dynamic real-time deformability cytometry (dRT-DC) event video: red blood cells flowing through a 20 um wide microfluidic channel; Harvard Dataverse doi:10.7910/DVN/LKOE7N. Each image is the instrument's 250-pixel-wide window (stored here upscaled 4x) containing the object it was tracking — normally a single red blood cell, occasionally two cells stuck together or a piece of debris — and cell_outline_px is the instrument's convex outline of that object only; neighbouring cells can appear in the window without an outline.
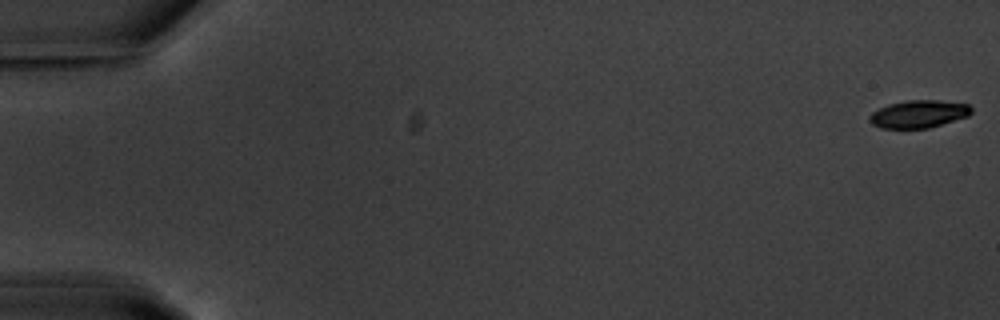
{"species": "common noctule bat (a hibernating species)", "species_latin": "Nyctalus noctula", "temperature_condition": "warm", "stored_images_in_passage": 56, "camera_frame_rate_fps": 3000, "um_per_image_px": 0.085, "animal": {"sex": "male", "body_mass_g": 20.1, "forearm_length_mm": 53.5}, "frame": {"image": 1, "passage_image": 1, "time_ms": 0.0, "image_size_px": [1000, 320], "cell_outline_px": [[972, 112], [968, 116], [928, 128], [880, 128], [872, 124], [868, 120], [868, 116], [872, 112], [888, 104], [908, 100], [936, 100], [968, 104], [972, 108]], "centroid_in_image_um": [78.06, 9.69], "position_along_channel_um": 6.9, "area_um2": 16.36}}
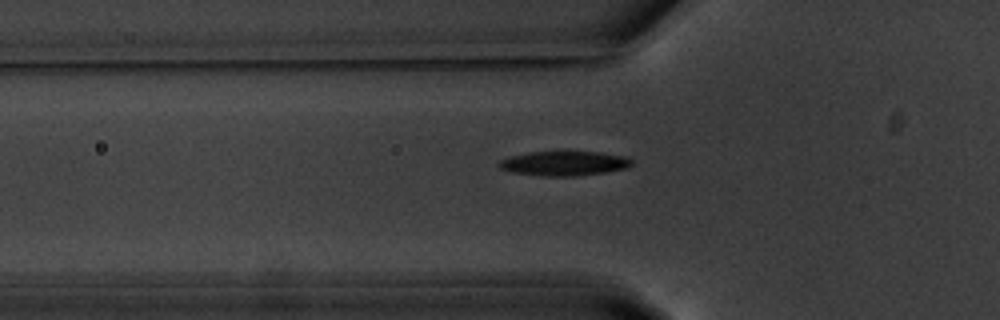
{"frame": {"image": 2, "passage_image": 20, "time_ms": 6.333, "image_size_px": [1000, 320], "cell_outline_px": [[632, 164], [628, 168], [604, 172], [576, 176], [544, 176], [512, 172], [500, 168], [496, 164], [500, 160], [512, 156], [528, 152], [600, 152], [628, 156], [632, 160]], "centroid_in_image_um": [47.98, 13.89], "position_along_channel_um": 77.8, "area_um2": 18.96}}
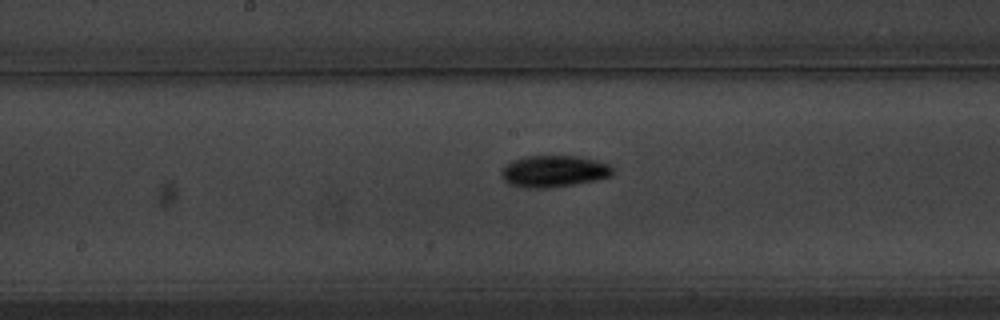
{"frame": {"image": 3, "passage_image": 30, "time_ms": 9.667, "image_size_px": [1000, 320], "cell_outline_px": [[616, 168], [612, 176], [596, 180], [548, 188], [524, 188], [508, 184], [500, 176], [500, 172], [512, 160], [524, 156], [576, 156], [596, 160], [608, 164]], "centroid_in_image_um": [47.08, 14.56], "position_along_channel_um": 201.1, "area_um2": 20.69}, "authors_computed_cell_mechanics": {"area_um2": 18.496, "velocity_mm_per_s": 3.6655, "shape_relaxation_time_tau1_ms": 2.3655, "shape_relaxation_time_tau2_ms": null, "deformation_change_tau1": 0.144, "deformation_change_tau2": null}}